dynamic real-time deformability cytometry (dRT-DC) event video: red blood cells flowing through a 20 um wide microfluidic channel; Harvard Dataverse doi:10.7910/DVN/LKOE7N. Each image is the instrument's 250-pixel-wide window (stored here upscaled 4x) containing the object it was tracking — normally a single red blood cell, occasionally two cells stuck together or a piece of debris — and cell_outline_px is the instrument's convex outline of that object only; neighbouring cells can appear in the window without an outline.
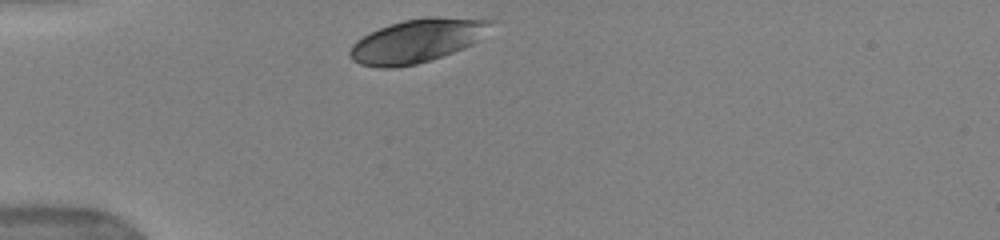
{"species": "human", "species_latin": "Homo sapiens", "temperature_condition": "warm", "stored_images_in_passage": 31, "camera_frame_rate_fps": 3000, "um_per_image_px": 0.085, "donor": {"sex": "female"}, "frame": {"image": 1, "passage_image": 1, "time_ms": 0.0, "image_size_px": [1000, 240], "cell_outline_px": [[496, 20], [472, 44], [464, 48], [432, 60], [416, 64], [396, 68], [384, 68], [360, 64], [352, 60], [348, 52], [352, 44], [356, 40], [380, 28], [404, 20], [428, 16], [440, 16]], "centroid_in_image_um": [35.43, 3.47], "position_along_channel_um": 49.6, "area_um2": 35.49}}
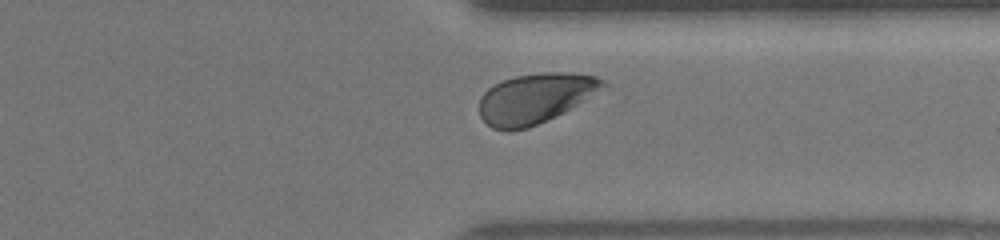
{"frame": {"image": 2, "passage_image": 27, "time_ms": 8.667, "image_size_px": [1000, 240], "cell_outline_px": [[608, 84], [564, 112], [556, 116], [528, 128], [508, 132], [492, 128], [480, 116], [480, 96], [488, 88], [504, 80], [516, 76], [540, 72], [568, 72], [596, 76], [604, 80]], "centroid_in_image_um": [45.46, 8.36], "position_along_channel_um": 365.9, "area_um2": 35.78}, "authors_computed_cell_mechanics": {"area_um2": 37.3388, "velocity_mm_per_s": 3.8912, "shape_relaxation_time_tau1_ms": 2.5469, "shape_relaxation_time_tau2_ms": null, "deformation_change_tau1": 0.1244, "deformation_change_tau2": null}}